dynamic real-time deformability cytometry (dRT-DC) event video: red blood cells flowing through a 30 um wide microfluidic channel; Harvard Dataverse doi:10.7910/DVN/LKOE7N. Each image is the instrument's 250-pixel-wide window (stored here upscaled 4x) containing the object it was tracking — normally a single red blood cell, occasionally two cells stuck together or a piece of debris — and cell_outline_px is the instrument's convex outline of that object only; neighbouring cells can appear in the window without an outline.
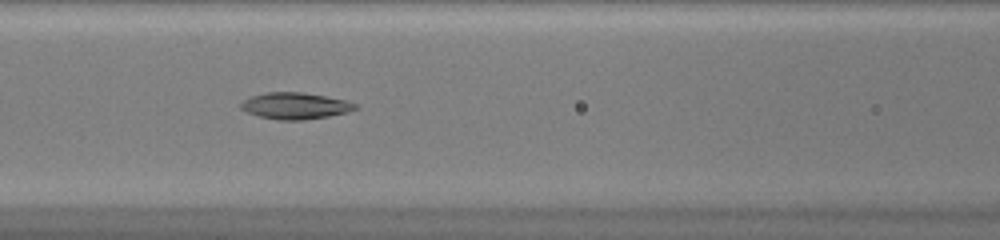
{"species": "common noctule bat (a hibernating species)", "species_latin": "Nyctalus noctula", "temperature_condition": "warm", "stored_images_in_passage": 48, "camera_frame_rate_fps": 3000, "um_per_image_px": 0.085, "animal": {"sex": "female", "body_mass_g": 20.0, "forearm_length_mm": 54.0}, "frame": {"image": 1, "passage_image": 21, "time_ms": 6.667, "image_size_px": [1000, 240], "cell_outline_px": [[360, 108], [348, 112], [328, 116], [304, 120], [280, 120], [260, 116], [248, 112], [240, 108], [240, 104], [244, 100], [252, 96], [264, 92], [304, 92], [344, 100], [356, 104]], "centroid_in_image_um": [25.11, 8.99], "position_along_channel_um": 141.5, "area_um2": 17.57}}
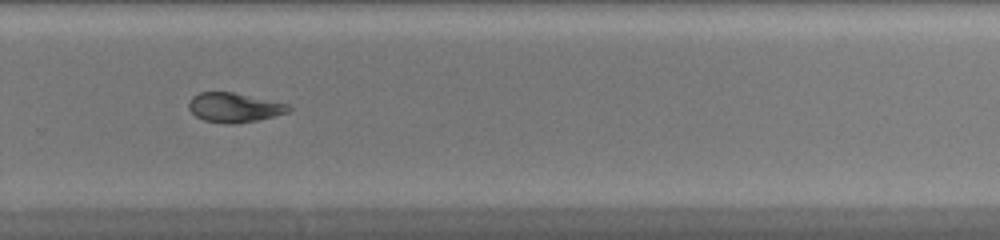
{"frame": {"image": 2, "passage_image": 33, "time_ms": 10.667, "image_size_px": [1000, 240], "cell_outline_px": [[292, 108], [288, 112], [276, 116], [256, 120], [232, 124], [224, 124], [204, 120], [196, 116], [188, 108], [188, 100], [192, 96], [200, 92], [232, 92], [288, 104]], "centroid_in_image_um": [19.88, 9.14], "position_along_channel_um": 309.9, "area_um2": 17.11}}
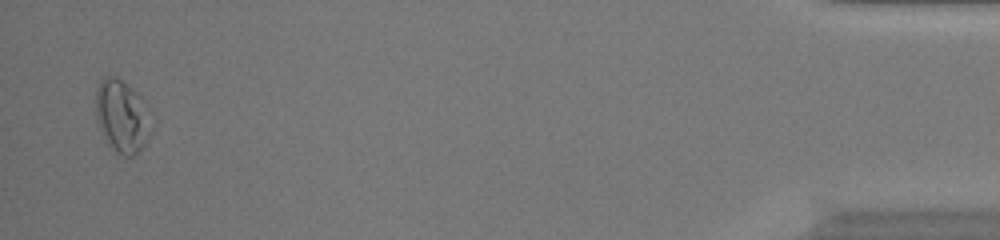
{"frame": {"image": 3, "passage_image": 47, "time_ms": 15.333, "image_size_px": [1000, 240], "cell_outline_px": [[156, 120], [152, 132], [144, 144], [132, 156], [120, 156], [112, 148], [100, 128], [96, 116], [96, 88], [100, 80], [104, 76], [116, 76], [136, 92], [144, 100]], "centroid_in_image_um": [10.44, 9.86], "position_along_channel_um": 424.8, "area_um2": 23.93}, "authors_computed_cell_mechanics": {"area_um2": 19.1029, "velocity_mm_per_s": 4.2157, "shape_relaxation_time_tau1_ms": null, "shape_relaxation_time_tau2_ms": 3.8795, "deformation_change_tau1": null, "deformation_change_tau2": 0.1106}}